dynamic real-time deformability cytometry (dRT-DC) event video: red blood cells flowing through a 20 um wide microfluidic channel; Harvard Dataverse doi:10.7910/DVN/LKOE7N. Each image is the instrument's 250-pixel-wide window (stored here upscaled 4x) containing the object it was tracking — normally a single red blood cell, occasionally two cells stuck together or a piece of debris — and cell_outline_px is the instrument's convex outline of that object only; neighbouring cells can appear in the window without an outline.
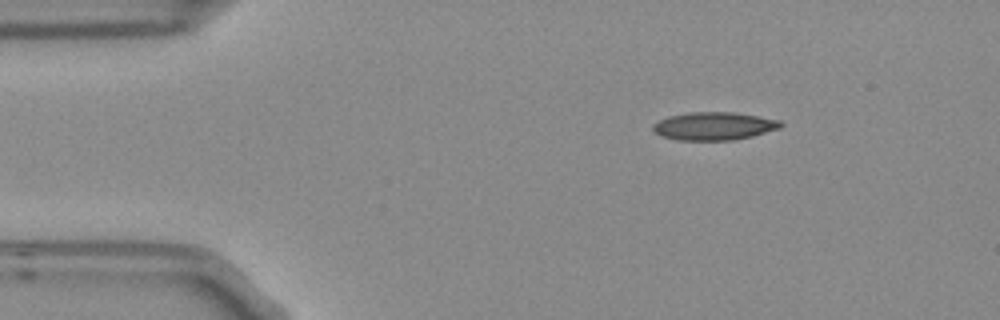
{"species": "Egyptian fruit bat (a non-hibernating species)", "species_latin": "Rousettus aegyptiacus", "temperature_condition": "room temperature", "stored_images_in_passage": 3, "camera_frame_rate_fps": 3000, "um_per_image_px": 0.085, "frame": {"image": 1, "passage_image": 1, "time_ms": 0.0, "image_size_px": [1000, 320], "cell_outline_px": [[784, 124], [780, 128], [752, 136], [732, 140], [676, 140], [660, 136], [652, 128], [652, 124], [668, 116], [688, 112], [736, 112], [780, 120]], "centroid_in_image_um": [60.68, 10.71], "position_along_channel_um": 24.3, "area_um2": 20.92}}